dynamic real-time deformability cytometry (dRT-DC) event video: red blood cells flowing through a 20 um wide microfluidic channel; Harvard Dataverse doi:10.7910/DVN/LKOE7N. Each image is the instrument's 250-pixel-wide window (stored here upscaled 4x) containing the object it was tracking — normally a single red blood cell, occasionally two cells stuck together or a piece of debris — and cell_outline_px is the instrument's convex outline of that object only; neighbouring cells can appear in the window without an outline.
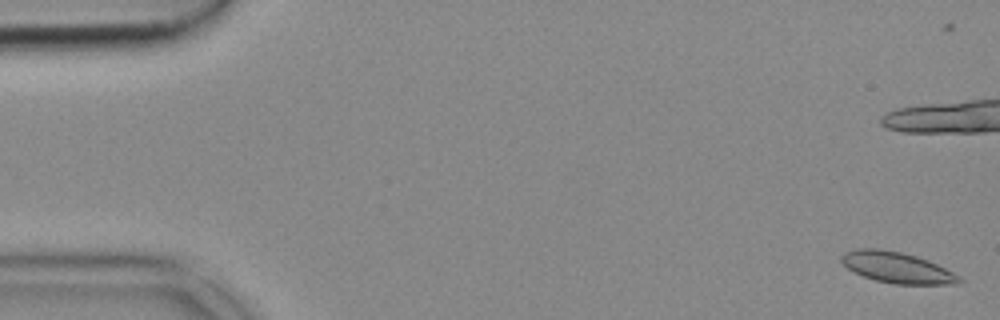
{"species": "common noctule bat (a hibernating species)", "species_latin": "Nyctalus noctula", "temperature_condition": "cold", "stored_images_in_passage": 55, "camera_frame_rate_fps": 3000, "um_per_image_px": 0.085, "animal": {"sex": "female", "body_mass_g": 18.4}, "frame": {"image": 1, "passage_image": 1, "time_ms": 0.0, "image_size_px": [1000, 320], "cell_outline_px": [[964, 280], [960, 284], [892, 284], [876, 280], [864, 276], [848, 268], [840, 260], [840, 256], [844, 252], [856, 248], [880, 248], [900, 252], [916, 256], [928, 260], [960, 276]], "centroid_in_image_um": [76.25, 22.73], "position_along_channel_um": 8.8, "area_um2": 21.21}}
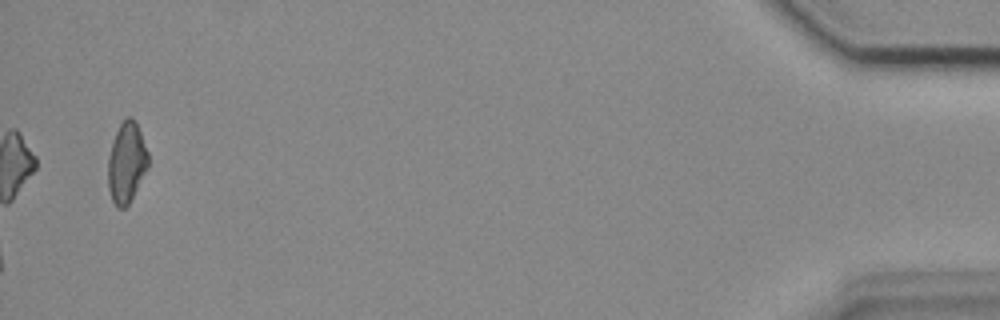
{"frame": {"image": 2, "passage_image": 55, "time_ms": 18.0, "image_size_px": [1000, 320], "cell_outline_px": [[148, 168], [128, 204], [124, 208], [116, 208], [112, 200], [108, 188], [108, 156], [112, 140], [124, 116], [132, 116], [136, 120], [148, 152]], "centroid_in_image_um": [10.75, 13.78], "position_along_channel_um": 424.5, "area_um2": 19.07}}